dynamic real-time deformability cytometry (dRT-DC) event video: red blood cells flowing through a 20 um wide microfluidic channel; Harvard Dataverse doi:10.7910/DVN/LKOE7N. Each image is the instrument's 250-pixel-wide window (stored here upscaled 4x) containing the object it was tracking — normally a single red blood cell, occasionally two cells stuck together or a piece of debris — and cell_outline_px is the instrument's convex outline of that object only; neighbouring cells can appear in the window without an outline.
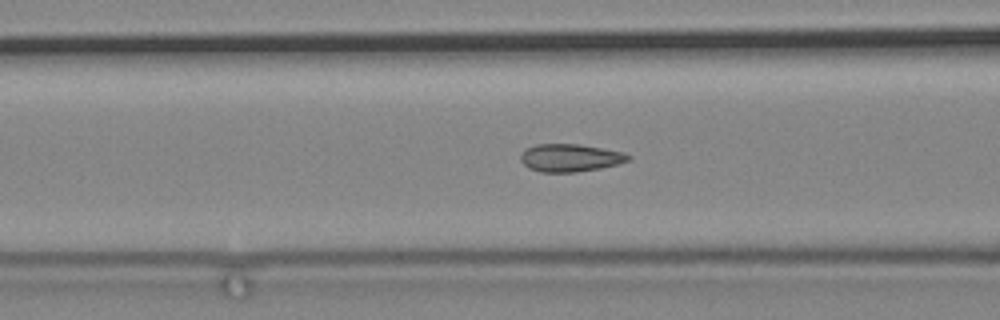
{"species": "common noctule bat (a hibernating species)", "species_latin": "Nyctalus noctula", "temperature_condition": "cold", "stored_images_in_passage": 49, "camera_frame_rate_fps": 3000, "um_per_image_px": 0.085, "animal": {"sex": "male", "body_mass_g": 19.2, "forearm_length_mm": 51.8}, "frame": {"image": 1, "passage_image": 10, "time_ms": 3.0, "image_size_px": [1000, 320], "cell_outline_px": [[632, 156], [628, 160], [616, 164], [600, 168], [576, 172], [540, 172], [528, 168], [520, 160], [520, 156], [528, 148], [536, 144], [580, 144], [624, 152]], "centroid_in_image_um": [48.46, 13.41], "position_along_channel_um": 118.1, "area_um2": 17.28}}
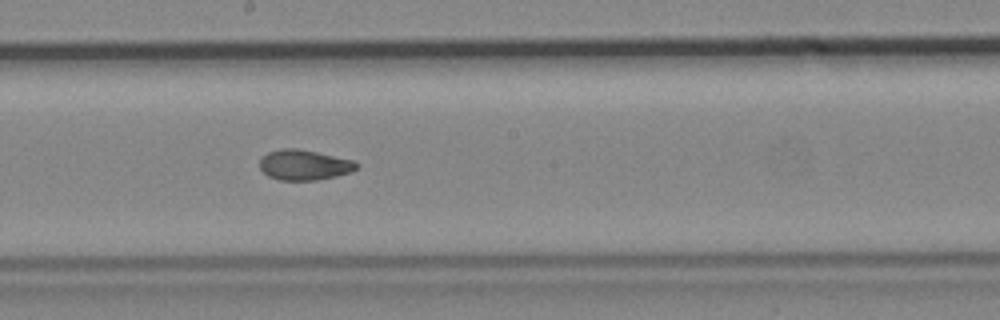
{"frame": {"image": 2, "passage_image": 20, "time_ms": 6.333, "image_size_px": [1000, 320], "cell_outline_px": [[356, 168], [352, 172], [336, 176], [316, 180], [280, 180], [268, 176], [260, 168], [260, 160], [268, 152], [280, 148], [296, 148], [316, 152], [352, 160], [356, 164]], "centroid_in_image_um": [25.82, 14.02], "position_along_channel_um": 222.4, "area_um2": 16.88}}
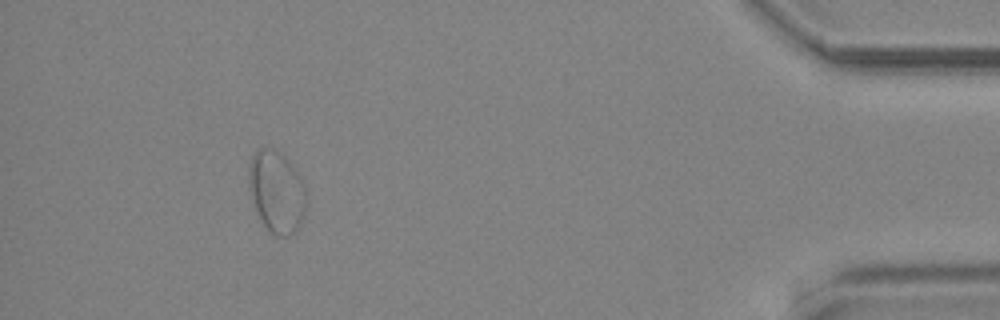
{"frame": {"image": 3, "passage_image": 44, "time_ms": 14.333, "image_size_px": [1000, 320], "cell_outline_px": [[304, 208], [300, 220], [296, 228], [288, 236], [272, 236], [260, 220], [248, 184], [248, 164], [252, 156], [260, 148], [272, 148], [280, 152], [288, 160], [300, 176], [304, 188]], "centroid_in_image_um": [23.46, 16.27], "position_along_channel_um": 411.7, "area_um2": 26.88}}